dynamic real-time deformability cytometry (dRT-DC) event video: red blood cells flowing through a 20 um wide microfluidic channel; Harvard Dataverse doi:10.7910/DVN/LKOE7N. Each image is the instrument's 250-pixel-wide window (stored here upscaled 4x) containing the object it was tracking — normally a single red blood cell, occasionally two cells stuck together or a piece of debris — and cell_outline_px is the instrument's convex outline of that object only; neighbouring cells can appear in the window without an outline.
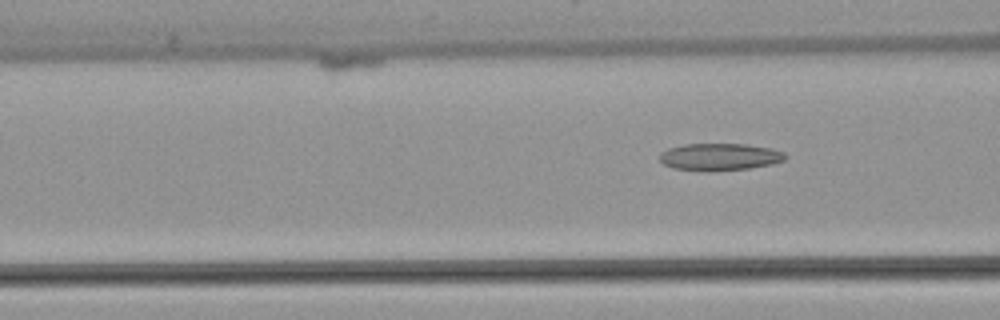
{"species": "common noctule bat (a hibernating species)", "species_latin": "Nyctalus noctula", "temperature_condition": "warm", "stored_images_in_passage": 7, "camera_frame_rate_fps": 3000, "um_per_image_px": 0.085, "animal": {"sex": "female", "body_mass_g": 22.7, "forearm_length_mm": 54.2}, "frame": {"image": 1, "passage_image": 7, "time_ms": 8.333, "image_size_px": [1000, 320], "cell_outline_px": [[788, 156], [784, 160], [772, 164], [748, 168], [672, 168], [664, 164], [660, 160], [660, 152], [668, 148], [684, 144], [744, 144], [772, 148], [784, 152]], "centroid_in_image_um": [61.22, 13.28], "position_along_channel_um": 105.4, "area_um2": 18.96}}